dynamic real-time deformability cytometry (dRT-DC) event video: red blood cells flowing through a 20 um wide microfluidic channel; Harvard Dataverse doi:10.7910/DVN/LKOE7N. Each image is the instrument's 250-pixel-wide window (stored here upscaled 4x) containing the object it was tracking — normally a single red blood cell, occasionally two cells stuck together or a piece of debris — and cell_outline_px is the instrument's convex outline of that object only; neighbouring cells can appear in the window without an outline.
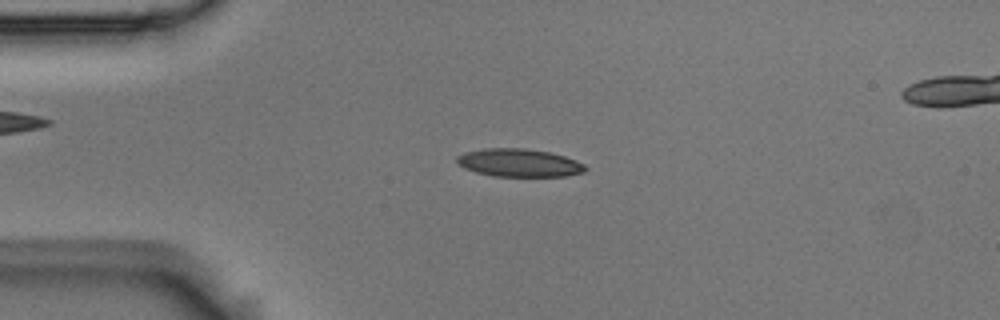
{"species": "Egyptian fruit bat (a non-hibernating species)", "species_latin": "Rousettus aegyptiacus", "temperature_condition": "room temperature", "stored_images_in_passage": 5, "camera_frame_rate_fps": 3000, "um_per_image_px": 0.085, "animal": {"sex": "male"}, "frame": {"image": 1, "passage_image": 3, "time_ms": 0.667, "image_size_px": [1000, 320], "cell_outline_px": [[588, 168], [584, 172], [564, 176], [492, 176], [476, 172], [464, 168], [456, 160], [456, 156], [464, 152], [484, 148], [524, 148], [548, 152], [564, 156], [576, 160], [584, 164]], "centroid_in_image_um": [44.11, 13.83], "position_along_channel_um": 40.9, "area_um2": 20.92}}